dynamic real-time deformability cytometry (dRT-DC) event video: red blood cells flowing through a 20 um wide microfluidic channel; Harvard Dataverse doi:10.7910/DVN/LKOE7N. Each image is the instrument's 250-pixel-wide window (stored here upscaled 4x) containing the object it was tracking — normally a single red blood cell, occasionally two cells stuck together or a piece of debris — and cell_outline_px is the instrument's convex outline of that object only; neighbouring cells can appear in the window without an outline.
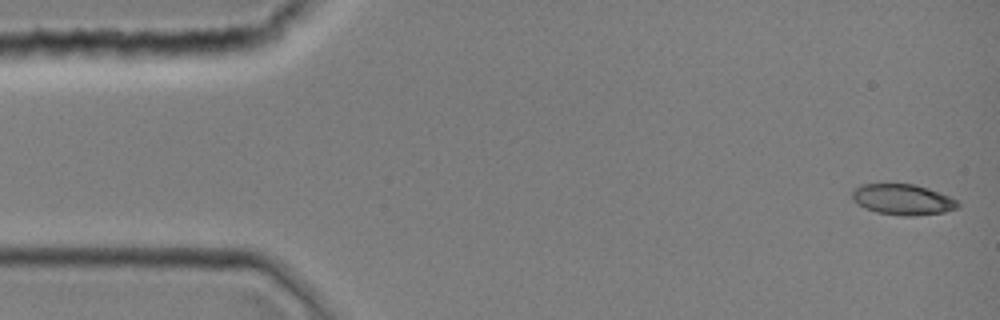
{"species": "common noctule bat (a hibernating species)", "species_latin": "Nyctalus noctula", "temperature_condition": "room temperature", "stored_images_in_passage": 43, "camera_frame_rate_fps": 3000, "um_per_image_px": 0.085, "animal": {"sex": "female", "body_mass_g": 19.0, "forearm_length_mm": 51.5}, "frame": {"image": 1, "passage_image": 1, "time_ms": 0.0, "image_size_px": [1000, 320], "cell_outline_px": [[960, 204], [956, 208], [944, 212], [912, 216], [904, 216], [876, 212], [864, 208], [856, 204], [852, 200], [852, 192], [860, 184], [916, 184], [928, 188], [948, 196], [956, 200]], "centroid_in_image_um": [76.69, 16.96], "position_along_channel_um": 8.3, "area_um2": 18.9}}
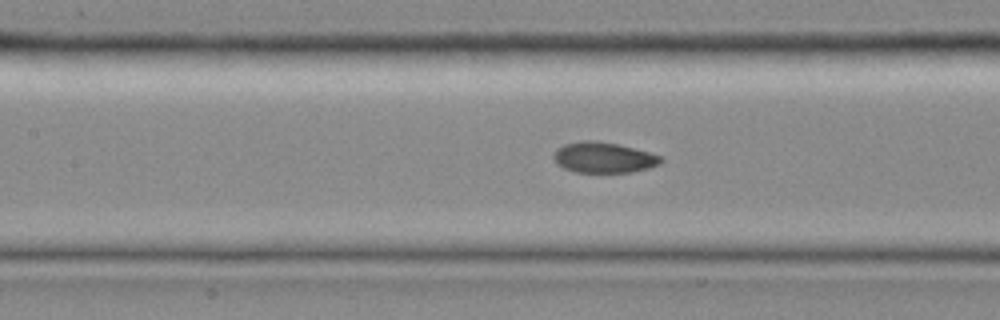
{"frame": {"image": 2, "passage_image": 19, "time_ms": 6.0, "image_size_px": [1000, 320], "cell_outline_px": [[664, 160], [660, 164], [648, 168], [632, 172], [576, 172], [564, 168], [556, 164], [552, 156], [552, 152], [556, 148], [564, 144], [580, 140], [596, 140], [620, 144], [648, 152], [660, 156]], "centroid_in_image_um": [51.26, 13.37], "position_along_channel_um": 156.1, "area_um2": 19.42}}
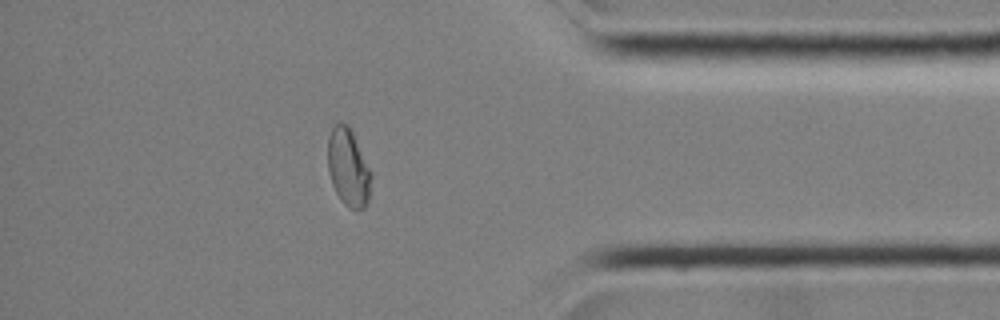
{"frame": {"image": 3, "passage_image": 37, "time_ms": 12.0, "image_size_px": [1000, 320], "cell_outline_px": [[372, 176], [368, 204], [364, 208], [348, 208], [340, 200], [332, 184], [328, 172], [328, 136], [332, 128], [336, 124], [348, 124], [352, 128], [372, 172]], "centroid_in_image_um": [29.63, 14.23], "position_along_channel_um": 405.6, "area_um2": 20.0}}